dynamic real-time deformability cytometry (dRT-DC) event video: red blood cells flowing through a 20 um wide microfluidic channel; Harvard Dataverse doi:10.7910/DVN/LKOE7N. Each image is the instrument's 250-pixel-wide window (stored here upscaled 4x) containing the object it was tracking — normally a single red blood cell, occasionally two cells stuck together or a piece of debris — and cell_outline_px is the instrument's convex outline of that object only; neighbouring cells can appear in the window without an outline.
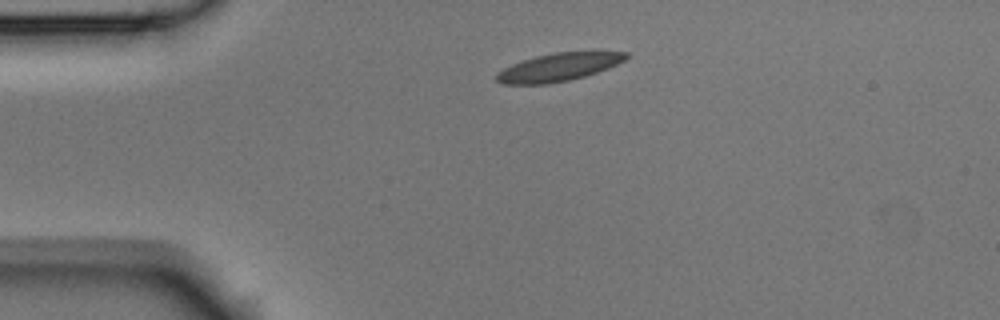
{"species": "Egyptian fruit bat (a non-hibernating species)", "species_latin": "Rousettus aegyptiacus", "temperature_condition": "room temperature", "stored_images_in_passage": 2, "camera_frame_rate_fps": 3000, "um_per_image_px": 0.085, "animal": {"sex": "male"}, "frame": {"image": 1, "passage_image": 1, "time_ms": 0.0, "image_size_px": [1000, 320], "cell_outline_px": [[632, 56], [608, 68], [584, 76], [568, 80], [548, 84], [504, 84], [496, 80], [496, 72], [512, 64], [536, 56], [552, 52], [628, 52]], "centroid_in_image_um": [47.47, 5.71], "position_along_channel_um": 37.5, "area_um2": 20.92}}